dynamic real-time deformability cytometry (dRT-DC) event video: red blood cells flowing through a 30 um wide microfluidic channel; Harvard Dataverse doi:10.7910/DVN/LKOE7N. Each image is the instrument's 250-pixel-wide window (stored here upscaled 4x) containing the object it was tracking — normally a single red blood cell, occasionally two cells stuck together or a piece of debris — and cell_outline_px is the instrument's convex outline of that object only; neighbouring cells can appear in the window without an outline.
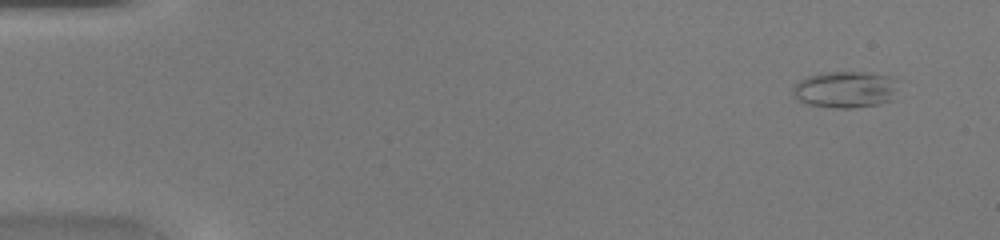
{"species": "common noctule bat (a hibernating species)", "species_latin": "Nyctalus noctula", "temperature_condition": "warm", "stored_images_in_passage": 43, "camera_frame_rate_fps": 3000, "um_per_image_px": 0.085, "animal": {"sex": "female", "body_mass_g": 20.0, "forearm_length_mm": 54.0}, "frame": {"image": 1, "passage_image": 1, "time_ms": 0.0, "image_size_px": [1000, 240], "cell_outline_px": [[900, 80], [892, 100], [880, 104], [852, 108], [832, 108], [808, 104], [800, 100], [792, 92], [792, 88], [800, 80], [808, 76], [820, 72], [868, 72], [892, 76]], "centroid_in_image_um": [71.91, 7.59], "position_along_channel_um": 13.1, "area_um2": 22.83}}
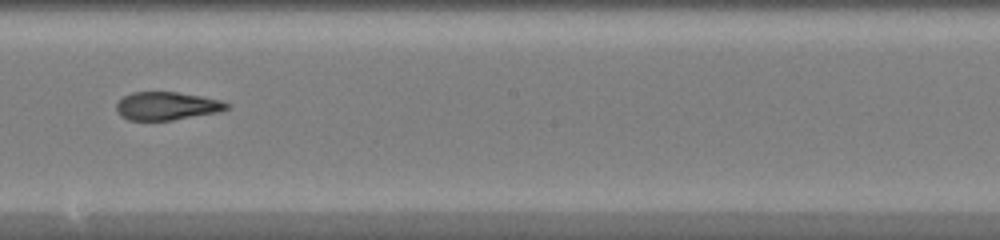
{"frame": {"image": 2, "passage_image": 24, "time_ms": 7.667, "image_size_px": [1000, 240], "cell_outline_px": [[232, 108], [220, 112], [172, 120], [128, 120], [120, 116], [116, 112], [116, 104], [124, 96], [132, 92], [176, 92], [200, 96], [220, 100], [232, 104]], "centroid_in_image_um": [14.21, 9.01], "position_along_channel_um": 234.0, "area_um2": 18.26}}
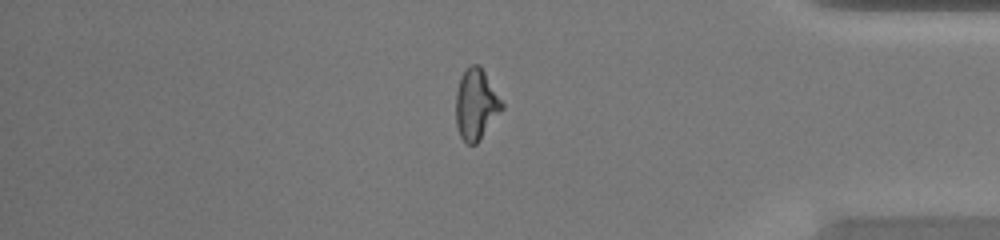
{"frame": {"image": 3, "passage_image": 36, "time_ms": 11.667, "image_size_px": [1000, 240], "cell_outline_px": [[504, 108], [480, 140], [476, 144], [468, 144], [460, 136], [456, 124], [456, 92], [460, 76], [468, 64], [480, 64], [504, 104]], "centroid_in_image_um": [40.46, 8.85], "position_along_channel_um": 394.7, "area_um2": 19.19}}